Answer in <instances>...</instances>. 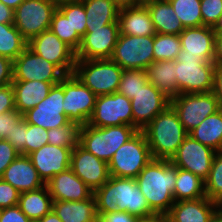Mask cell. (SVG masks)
Instances as JSON below:
<instances>
[{
    "mask_svg": "<svg viewBox=\"0 0 222 222\" xmlns=\"http://www.w3.org/2000/svg\"><path fill=\"white\" fill-rule=\"evenodd\" d=\"M97 213L126 211L142 220L157 215L150 209L136 180L110 176L109 180L94 191Z\"/></svg>",
    "mask_w": 222,
    "mask_h": 222,
    "instance_id": "1",
    "label": "cell"
},
{
    "mask_svg": "<svg viewBox=\"0 0 222 222\" xmlns=\"http://www.w3.org/2000/svg\"><path fill=\"white\" fill-rule=\"evenodd\" d=\"M176 175L177 166L170 160L152 159L135 178L150 209L157 216L165 217L175 203Z\"/></svg>",
    "mask_w": 222,
    "mask_h": 222,
    "instance_id": "2",
    "label": "cell"
},
{
    "mask_svg": "<svg viewBox=\"0 0 222 222\" xmlns=\"http://www.w3.org/2000/svg\"><path fill=\"white\" fill-rule=\"evenodd\" d=\"M153 159L171 160L188 135L177 113L169 105L143 130Z\"/></svg>",
    "mask_w": 222,
    "mask_h": 222,
    "instance_id": "3",
    "label": "cell"
},
{
    "mask_svg": "<svg viewBox=\"0 0 222 222\" xmlns=\"http://www.w3.org/2000/svg\"><path fill=\"white\" fill-rule=\"evenodd\" d=\"M137 132L135 127L125 124L108 127L85 124L80 126L79 144L98 159L108 163L114 153Z\"/></svg>",
    "mask_w": 222,
    "mask_h": 222,
    "instance_id": "4",
    "label": "cell"
},
{
    "mask_svg": "<svg viewBox=\"0 0 222 222\" xmlns=\"http://www.w3.org/2000/svg\"><path fill=\"white\" fill-rule=\"evenodd\" d=\"M124 69L111 59H76L73 74L96 96L118 91Z\"/></svg>",
    "mask_w": 222,
    "mask_h": 222,
    "instance_id": "5",
    "label": "cell"
},
{
    "mask_svg": "<svg viewBox=\"0 0 222 222\" xmlns=\"http://www.w3.org/2000/svg\"><path fill=\"white\" fill-rule=\"evenodd\" d=\"M152 159L146 136L138 131L108 162L110 176L135 179Z\"/></svg>",
    "mask_w": 222,
    "mask_h": 222,
    "instance_id": "6",
    "label": "cell"
},
{
    "mask_svg": "<svg viewBox=\"0 0 222 222\" xmlns=\"http://www.w3.org/2000/svg\"><path fill=\"white\" fill-rule=\"evenodd\" d=\"M215 67L214 62L184 55V50H181L176 58V80L181 94L212 92Z\"/></svg>",
    "mask_w": 222,
    "mask_h": 222,
    "instance_id": "7",
    "label": "cell"
},
{
    "mask_svg": "<svg viewBox=\"0 0 222 222\" xmlns=\"http://www.w3.org/2000/svg\"><path fill=\"white\" fill-rule=\"evenodd\" d=\"M58 3L54 0H24L14 10V26L29 42L50 28L52 16Z\"/></svg>",
    "mask_w": 222,
    "mask_h": 222,
    "instance_id": "8",
    "label": "cell"
},
{
    "mask_svg": "<svg viewBox=\"0 0 222 222\" xmlns=\"http://www.w3.org/2000/svg\"><path fill=\"white\" fill-rule=\"evenodd\" d=\"M170 106L188 134L206 117L221 109L213 92L182 93L170 100Z\"/></svg>",
    "mask_w": 222,
    "mask_h": 222,
    "instance_id": "9",
    "label": "cell"
},
{
    "mask_svg": "<svg viewBox=\"0 0 222 222\" xmlns=\"http://www.w3.org/2000/svg\"><path fill=\"white\" fill-rule=\"evenodd\" d=\"M154 36L120 34L110 57L122 69H144L154 61Z\"/></svg>",
    "mask_w": 222,
    "mask_h": 222,
    "instance_id": "10",
    "label": "cell"
},
{
    "mask_svg": "<svg viewBox=\"0 0 222 222\" xmlns=\"http://www.w3.org/2000/svg\"><path fill=\"white\" fill-rule=\"evenodd\" d=\"M97 96L74 74L64 76V114L74 123L88 124Z\"/></svg>",
    "mask_w": 222,
    "mask_h": 222,
    "instance_id": "11",
    "label": "cell"
},
{
    "mask_svg": "<svg viewBox=\"0 0 222 222\" xmlns=\"http://www.w3.org/2000/svg\"><path fill=\"white\" fill-rule=\"evenodd\" d=\"M63 100L64 77L58 84L53 85L47 97L23 114L25 121L46 130L67 125L70 120L64 114Z\"/></svg>",
    "mask_w": 222,
    "mask_h": 222,
    "instance_id": "12",
    "label": "cell"
},
{
    "mask_svg": "<svg viewBox=\"0 0 222 222\" xmlns=\"http://www.w3.org/2000/svg\"><path fill=\"white\" fill-rule=\"evenodd\" d=\"M123 124L133 126L131 100L118 92L97 96L88 125L108 127Z\"/></svg>",
    "mask_w": 222,
    "mask_h": 222,
    "instance_id": "13",
    "label": "cell"
},
{
    "mask_svg": "<svg viewBox=\"0 0 222 222\" xmlns=\"http://www.w3.org/2000/svg\"><path fill=\"white\" fill-rule=\"evenodd\" d=\"M27 46L34 53L55 64L65 75L73 74L76 52L50 29L32 38Z\"/></svg>",
    "mask_w": 222,
    "mask_h": 222,
    "instance_id": "14",
    "label": "cell"
},
{
    "mask_svg": "<svg viewBox=\"0 0 222 222\" xmlns=\"http://www.w3.org/2000/svg\"><path fill=\"white\" fill-rule=\"evenodd\" d=\"M64 76L55 64L34 53L28 46L13 61V81L38 80L59 83Z\"/></svg>",
    "mask_w": 222,
    "mask_h": 222,
    "instance_id": "15",
    "label": "cell"
},
{
    "mask_svg": "<svg viewBox=\"0 0 222 222\" xmlns=\"http://www.w3.org/2000/svg\"><path fill=\"white\" fill-rule=\"evenodd\" d=\"M215 153V150L201 144L188 134L170 161L177 168L190 171L205 181Z\"/></svg>",
    "mask_w": 222,
    "mask_h": 222,
    "instance_id": "16",
    "label": "cell"
},
{
    "mask_svg": "<svg viewBox=\"0 0 222 222\" xmlns=\"http://www.w3.org/2000/svg\"><path fill=\"white\" fill-rule=\"evenodd\" d=\"M120 35L118 20L97 29H86L76 59H110Z\"/></svg>",
    "mask_w": 222,
    "mask_h": 222,
    "instance_id": "17",
    "label": "cell"
},
{
    "mask_svg": "<svg viewBox=\"0 0 222 222\" xmlns=\"http://www.w3.org/2000/svg\"><path fill=\"white\" fill-rule=\"evenodd\" d=\"M170 105L157 87L147 82L131 99L133 127L142 131L159 113Z\"/></svg>",
    "mask_w": 222,
    "mask_h": 222,
    "instance_id": "18",
    "label": "cell"
},
{
    "mask_svg": "<svg viewBox=\"0 0 222 222\" xmlns=\"http://www.w3.org/2000/svg\"><path fill=\"white\" fill-rule=\"evenodd\" d=\"M70 168L92 191L102 187L110 178L108 163L80 144L72 149Z\"/></svg>",
    "mask_w": 222,
    "mask_h": 222,
    "instance_id": "19",
    "label": "cell"
},
{
    "mask_svg": "<svg viewBox=\"0 0 222 222\" xmlns=\"http://www.w3.org/2000/svg\"><path fill=\"white\" fill-rule=\"evenodd\" d=\"M71 152L70 148L46 144L30 153L28 157L36 168L39 177L44 183H47L56 174L70 167Z\"/></svg>",
    "mask_w": 222,
    "mask_h": 222,
    "instance_id": "20",
    "label": "cell"
},
{
    "mask_svg": "<svg viewBox=\"0 0 222 222\" xmlns=\"http://www.w3.org/2000/svg\"><path fill=\"white\" fill-rule=\"evenodd\" d=\"M45 185L53 201H83L94 194L70 167L56 174Z\"/></svg>",
    "mask_w": 222,
    "mask_h": 222,
    "instance_id": "21",
    "label": "cell"
},
{
    "mask_svg": "<svg viewBox=\"0 0 222 222\" xmlns=\"http://www.w3.org/2000/svg\"><path fill=\"white\" fill-rule=\"evenodd\" d=\"M215 36L209 26L185 28L179 34L184 55L198 56L202 60L213 62Z\"/></svg>",
    "mask_w": 222,
    "mask_h": 222,
    "instance_id": "22",
    "label": "cell"
},
{
    "mask_svg": "<svg viewBox=\"0 0 222 222\" xmlns=\"http://www.w3.org/2000/svg\"><path fill=\"white\" fill-rule=\"evenodd\" d=\"M1 178L20 193L34 191L45 186L30 158L26 155H19L5 169Z\"/></svg>",
    "mask_w": 222,
    "mask_h": 222,
    "instance_id": "23",
    "label": "cell"
},
{
    "mask_svg": "<svg viewBox=\"0 0 222 222\" xmlns=\"http://www.w3.org/2000/svg\"><path fill=\"white\" fill-rule=\"evenodd\" d=\"M219 205L207 197L175 202L165 216L167 222H208Z\"/></svg>",
    "mask_w": 222,
    "mask_h": 222,
    "instance_id": "24",
    "label": "cell"
},
{
    "mask_svg": "<svg viewBox=\"0 0 222 222\" xmlns=\"http://www.w3.org/2000/svg\"><path fill=\"white\" fill-rule=\"evenodd\" d=\"M120 34L130 36H154L156 34L146 6L125 7L118 15Z\"/></svg>",
    "mask_w": 222,
    "mask_h": 222,
    "instance_id": "25",
    "label": "cell"
},
{
    "mask_svg": "<svg viewBox=\"0 0 222 222\" xmlns=\"http://www.w3.org/2000/svg\"><path fill=\"white\" fill-rule=\"evenodd\" d=\"M11 84L14 89L15 108L24 114L47 97L53 85L58 83L30 80L13 81Z\"/></svg>",
    "mask_w": 222,
    "mask_h": 222,
    "instance_id": "26",
    "label": "cell"
},
{
    "mask_svg": "<svg viewBox=\"0 0 222 222\" xmlns=\"http://www.w3.org/2000/svg\"><path fill=\"white\" fill-rule=\"evenodd\" d=\"M62 222H98L94 194L83 201H53V209Z\"/></svg>",
    "mask_w": 222,
    "mask_h": 222,
    "instance_id": "27",
    "label": "cell"
},
{
    "mask_svg": "<svg viewBox=\"0 0 222 222\" xmlns=\"http://www.w3.org/2000/svg\"><path fill=\"white\" fill-rule=\"evenodd\" d=\"M146 71L148 82L170 100L181 94L176 80V60L153 61Z\"/></svg>",
    "mask_w": 222,
    "mask_h": 222,
    "instance_id": "28",
    "label": "cell"
},
{
    "mask_svg": "<svg viewBox=\"0 0 222 222\" xmlns=\"http://www.w3.org/2000/svg\"><path fill=\"white\" fill-rule=\"evenodd\" d=\"M145 6L156 33L179 35L185 29L168 0L154 1Z\"/></svg>",
    "mask_w": 222,
    "mask_h": 222,
    "instance_id": "29",
    "label": "cell"
},
{
    "mask_svg": "<svg viewBox=\"0 0 222 222\" xmlns=\"http://www.w3.org/2000/svg\"><path fill=\"white\" fill-rule=\"evenodd\" d=\"M30 220H40L53 209V199L47 186L22 192L17 205Z\"/></svg>",
    "mask_w": 222,
    "mask_h": 222,
    "instance_id": "30",
    "label": "cell"
},
{
    "mask_svg": "<svg viewBox=\"0 0 222 222\" xmlns=\"http://www.w3.org/2000/svg\"><path fill=\"white\" fill-rule=\"evenodd\" d=\"M86 12V29H97L118 20L120 8L114 0H80Z\"/></svg>",
    "mask_w": 222,
    "mask_h": 222,
    "instance_id": "31",
    "label": "cell"
},
{
    "mask_svg": "<svg viewBox=\"0 0 222 222\" xmlns=\"http://www.w3.org/2000/svg\"><path fill=\"white\" fill-rule=\"evenodd\" d=\"M189 135L216 152L222 151V109L206 117Z\"/></svg>",
    "mask_w": 222,
    "mask_h": 222,
    "instance_id": "32",
    "label": "cell"
},
{
    "mask_svg": "<svg viewBox=\"0 0 222 222\" xmlns=\"http://www.w3.org/2000/svg\"><path fill=\"white\" fill-rule=\"evenodd\" d=\"M173 196L175 202L206 197L205 181L190 171L177 168Z\"/></svg>",
    "mask_w": 222,
    "mask_h": 222,
    "instance_id": "33",
    "label": "cell"
},
{
    "mask_svg": "<svg viewBox=\"0 0 222 222\" xmlns=\"http://www.w3.org/2000/svg\"><path fill=\"white\" fill-rule=\"evenodd\" d=\"M28 42L13 23H0V56L15 60L26 48Z\"/></svg>",
    "mask_w": 222,
    "mask_h": 222,
    "instance_id": "34",
    "label": "cell"
},
{
    "mask_svg": "<svg viewBox=\"0 0 222 222\" xmlns=\"http://www.w3.org/2000/svg\"><path fill=\"white\" fill-rule=\"evenodd\" d=\"M184 28L203 26L201 0H168Z\"/></svg>",
    "mask_w": 222,
    "mask_h": 222,
    "instance_id": "35",
    "label": "cell"
},
{
    "mask_svg": "<svg viewBox=\"0 0 222 222\" xmlns=\"http://www.w3.org/2000/svg\"><path fill=\"white\" fill-rule=\"evenodd\" d=\"M49 29L61 41L77 52L81 45L82 37L76 31H73L70 21L58 8L53 13Z\"/></svg>",
    "mask_w": 222,
    "mask_h": 222,
    "instance_id": "36",
    "label": "cell"
},
{
    "mask_svg": "<svg viewBox=\"0 0 222 222\" xmlns=\"http://www.w3.org/2000/svg\"><path fill=\"white\" fill-rule=\"evenodd\" d=\"M181 50L179 35L160 33L154 35V61L176 60Z\"/></svg>",
    "mask_w": 222,
    "mask_h": 222,
    "instance_id": "37",
    "label": "cell"
},
{
    "mask_svg": "<svg viewBox=\"0 0 222 222\" xmlns=\"http://www.w3.org/2000/svg\"><path fill=\"white\" fill-rule=\"evenodd\" d=\"M205 193L216 204L222 203V151L215 153L211 169L205 180Z\"/></svg>",
    "mask_w": 222,
    "mask_h": 222,
    "instance_id": "38",
    "label": "cell"
},
{
    "mask_svg": "<svg viewBox=\"0 0 222 222\" xmlns=\"http://www.w3.org/2000/svg\"><path fill=\"white\" fill-rule=\"evenodd\" d=\"M79 130L80 125L71 121L62 127L48 129V144L72 150L79 144Z\"/></svg>",
    "mask_w": 222,
    "mask_h": 222,
    "instance_id": "39",
    "label": "cell"
},
{
    "mask_svg": "<svg viewBox=\"0 0 222 222\" xmlns=\"http://www.w3.org/2000/svg\"><path fill=\"white\" fill-rule=\"evenodd\" d=\"M57 8L70 21L73 31L83 37L86 33L87 22L83 3L80 0H66L59 2Z\"/></svg>",
    "mask_w": 222,
    "mask_h": 222,
    "instance_id": "40",
    "label": "cell"
},
{
    "mask_svg": "<svg viewBox=\"0 0 222 222\" xmlns=\"http://www.w3.org/2000/svg\"><path fill=\"white\" fill-rule=\"evenodd\" d=\"M148 82L147 71L144 69L124 70L119 83L118 93L132 99L134 95Z\"/></svg>",
    "mask_w": 222,
    "mask_h": 222,
    "instance_id": "41",
    "label": "cell"
},
{
    "mask_svg": "<svg viewBox=\"0 0 222 222\" xmlns=\"http://www.w3.org/2000/svg\"><path fill=\"white\" fill-rule=\"evenodd\" d=\"M25 141V155L28 156L43 145L48 144L47 130L37 125L27 123Z\"/></svg>",
    "mask_w": 222,
    "mask_h": 222,
    "instance_id": "42",
    "label": "cell"
},
{
    "mask_svg": "<svg viewBox=\"0 0 222 222\" xmlns=\"http://www.w3.org/2000/svg\"><path fill=\"white\" fill-rule=\"evenodd\" d=\"M200 4L203 25L213 27L222 14V0H201Z\"/></svg>",
    "mask_w": 222,
    "mask_h": 222,
    "instance_id": "43",
    "label": "cell"
},
{
    "mask_svg": "<svg viewBox=\"0 0 222 222\" xmlns=\"http://www.w3.org/2000/svg\"><path fill=\"white\" fill-rule=\"evenodd\" d=\"M23 118V114L17 110L0 113V138L6 139L9 135H12L15 124L20 123Z\"/></svg>",
    "mask_w": 222,
    "mask_h": 222,
    "instance_id": "44",
    "label": "cell"
},
{
    "mask_svg": "<svg viewBox=\"0 0 222 222\" xmlns=\"http://www.w3.org/2000/svg\"><path fill=\"white\" fill-rule=\"evenodd\" d=\"M20 192L11 184L0 178V208L18 205Z\"/></svg>",
    "mask_w": 222,
    "mask_h": 222,
    "instance_id": "45",
    "label": "cell"
},
{
    "mask_svg": "<svg viewBox=\"0 0 222 222\" xmlns=\"http://www.w3.org/2000/svg\"><path fill=\"white\" fill-rule=\"evenodd\" d=\"M27 130V122L23 118L20 123L15 124L14 131L12 135H9L5 140L10 142L14 149L20 153V155H25V131Z\"/></svg>",
    "mask_w": 222,
    "mask_h": 222,
    "instance_id": "46",
    "label": "cell"
},
{
    "mask_svg": "<svg viewBox=\"0 0 222 222\" xmlns=\"http://www.w3.org/2000/svg\"><path fill=\"white\" fill-rule=\"evenodd\" d=\"M20 155L13 145L5 139L0 140V178L5 169Z\"/></svg>",
    "mask_w": 222,
    "mask_h": 222,
    "instance_id": "47",
    "label": "cell"
},
{
    "mask_svg": "<svg viewBox=\"0 0 222 222\" xmlns=\"http://www.w3.org/2000/svg\"><path fill=\"white\" fill-rule=\"evenodd\" d=\"M98 216V222H142L141 218L133 216L126 211L98 213Z\"/></svg>",
    "mask_w": 222,
    "mask_h": 222,
    "instance_id": "48",
    "label": "cell"
},
{
    "mask_svg": "<svg viewBox=\"0 0 222 222\" xmlns=\"http://www.w3.org/2000/svg\"><path fill=\"white\" fill-rule=\"evenodd\" d=\"M16 110L12 84L0 87V113Z\"/></svg>",
    "mask_w": 222,
    "mask_h": 222,
    "instance_id": "49",
    "label": "cell"
},
{
    "mask_svg": "<svg viewBox=\"0 0 222 222\" xmlns=\"http://www.w3.org/2000/svg\"><path fill=\"white\" fill-rule=\"evenodd\" d=\"M31 220L18 206L3 208L0 214V222H30Z\"/></svg>",
    "mask_w": 222,
    "mask_h": 222,
    "instance_id": "50",
    "label": "cell"
},
{
    "mask_svg": "<svg viewBox=\"0 0 222 222\" xmlns=\"http://www.w3.org/2000/svg\"><path fill=\"white\" fill-rule=\"evenodd\" d=\"M13 82V60L0 56V87Z\"/></svg>",
    "mask_w": 222,
    "mask_h": 222,
    "instance_id": "51",
    "label": "cell"
},
{
    "mask_svg": "<svg viewBox=\"0 0 222 222\" xmlns=\"http://www.w3.org/2000/svg\"><path fill=\"white\" fill-rule=\"evenodd\" d=\"M222 109V65H216L214 74V87L212 91Z\"/></svg>",
    "mask_w": 222,
    "mask_h": 222,
    "instance_id": "52",
    "label": "cell"
},
{
    "mask_svg": "<svg viewBox=\"0 0 222 222\" xmlns=\"http://www.w3.org/2000/svg\"><path fill=\"white\" fill-rule=\"evenodd\" d=\"M14 10L0 1V23H13Z\"/></svg>",
    "mask_w": 222,
    "mask_h": 222,
    "instance_id": "53",
    "label": "cell"
},
{
    "mask_svg": "<svg viewBox=\"0 0 222 222\" xmlns=\"http://www.w3.org/2000/svg\"><path fill=\"white\" fill-rule=\"evenodd\" d=\"M213 62L215 65H222V35L215 36Z\"/></svg>",
    "mask_w": 222,
    "mask_h": 222,
    "instance_id": "54",
    "label": "cell"
},
{
    "mask_svg": "<svg viewBox=\"0 0 222 222\" xmlns=\"http://www.w3.org/2000/svg\"><path fill=\"white\" fill-rule=\"evenodd\" d=\"M116 5L121 9L125 7H137L138 0H114Z\"/></svg>",
    "mask_w": 222,
    "mask_h": 222,
    "instance_id": "55",
    "label": "cell"
},
{
    "mask_svg": "<svg viewBox=\"0 0 222 222\" xmlns=\"http://www.w3.org/2000/svg\"><path fill=\"white\" fill-rule=\"evenodd\" d=\"M39 222H62V220L56 215V213L52 210L48 214H46L43 218L39 220Z\"/></svg>",
    "mask_w": 222,
    "mask_h": 222,
    "instance_id": "56",
    "label": "cell"
},
{
    "mask_svg": "<svg viewBox=\"0 0 222 222\" xmlns=\"http://www.w3.org/2000/svg\"><path fill=\"white\" fill-rule=\"evenodd\" d=\"M6 6L15 10L24 0H0Z\"/></svg>",
    "mask_w": 222,
    "mask_h": 222,
    "instance_id": "57",
    "label": "cell"
},
{
    "mask_svg": "<svg viewBox=\"0 0 222 222\" xmlns=\"http://www.w3.org/2000/svg\"><path fill=\"white\" fill-rule=\"evenodd\" d=\"M212 29L216 35H222V14L215 23V25L212 27Z\"/></svg>",
    "mask_w": 222,
    "mask_h": 222,
    "instance_id": "58",
    "label": "cell"
},
{
    "mask_svg": "<svg viewBox=\"0 0 222 222\" xmlns=\"http://www.w3.org/2000/svg\"><path fill=\"white\" fill-rule=\"evenodd\" d=\"M208 222H222V212L218 209Z\"/></svg>",
    "mask_w": 222,
    "mask_h": 222,
    "instance_id": "59",
    "label": "cell"
},
{
    "mask_svg": "<svg viewBox=\"0 0 222 222\" xmlns=\"http://www.w3.org/2000/svg\"><path fill=\"white\" fill-rule=\"evenodd\" d=\"M142 222H165V217L156 216V217H154L152 219L142 220Z\"/></svg>",
    "mask_w": 222,
    "mask_h": 222,
    "instance_id": "60",
    "label": "cell"
},
{
    "mask_svg": "<svg viewBox=\"0 0 222 222\" xmlns=\"http://www.w3.org/2000/svg\"><path fill=\"white\" fill-rule=\"evenodd\" d=\"M154 1H158V0H138V6H141V5L145 6Z\"/></svg>",
    "mask_w": 222,
    "mask_h": 222,
    "instance_id": "61",
    "label": "cell"
},
{
    "mask_svg": "<svg viewBox=\"0 0 222 222\" xmlns=\"http://www.w3.org/2000/svg\"><path fill=\"white\" fill-rule=\"evenodd\" d=\"M219 210L222 212V203L219 204Z\"/></svg>",
    "mask_w": 222,
    "mask_h": 222,
    "instance_id": "62",
    "label": "cell"
},
{
    "mask_svg": "<svg viewBox=\"0 0 222 222\" xmlns=\"http://www.w3.org/2000/svg\"><path fill=\"white\" fill-rule=\"evenodd\" d=\"M54 1H56L57 3H59V2H62V1H66V0H54Z\"/></svg>",
    "mask_w": 222,
    "mask_h": 222,
    "instance_id": "63",
    "label": "cell"
},
{
    "mask_svg": "<svg viewBox=\"0 0 222 222\" xmlns=\"http://www.w3.org/2000/svg\"><path fill=\"white\" fill-rule=\"evenodd\" d=\"M30 222H39V220H31Z\"/></svg>",
    "mask_w": 222,
    "mask_h": 222,
    "instance_id": "64",
    "label": "cell"
}]
</instances>
